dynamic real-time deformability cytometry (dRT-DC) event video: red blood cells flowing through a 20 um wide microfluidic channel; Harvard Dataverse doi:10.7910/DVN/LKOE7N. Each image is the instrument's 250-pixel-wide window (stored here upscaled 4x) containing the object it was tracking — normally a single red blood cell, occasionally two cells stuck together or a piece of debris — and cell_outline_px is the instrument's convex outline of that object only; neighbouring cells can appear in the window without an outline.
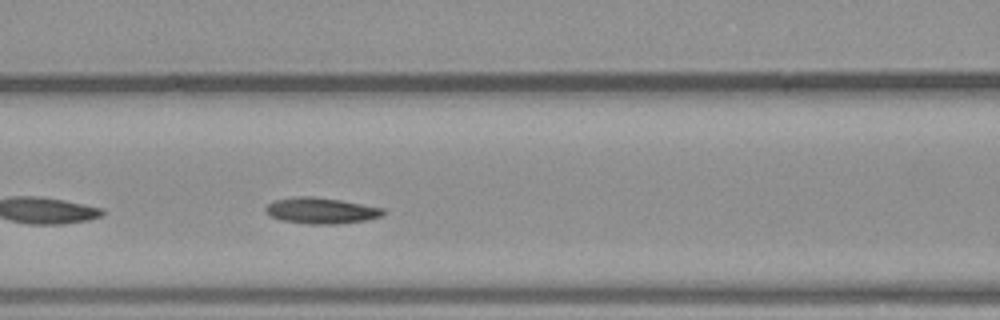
{"species": "common noctule bat (a hibernating species)", "species_latin": "Nyctalus noctula", "temperature_condition": "warm", "stored_images_in_passage": 41, "camera_frame_rate_fps": 3000, "um_per_image_px": 0.085, "animal": {"sex": "male", "body_mass_g": 23.1, "forearm_length_mm": 52.7}, "frame": {"image": 1, "passage_image": 14, "time_ms": 4.333, "image_size_px": [1000, 320], "cell_outline_px": [[384, 216], [368, 220], [336, 224], [308, 224], [280, 220], [272, 216], [264, 208], [272, 200], [296, 196], [312, 196], [340, 200], [384, 208]], "centroid_in_image_um": [27.31, 17.9], "position_along_channel_um": 139.3, "area_um2": 17.92}}
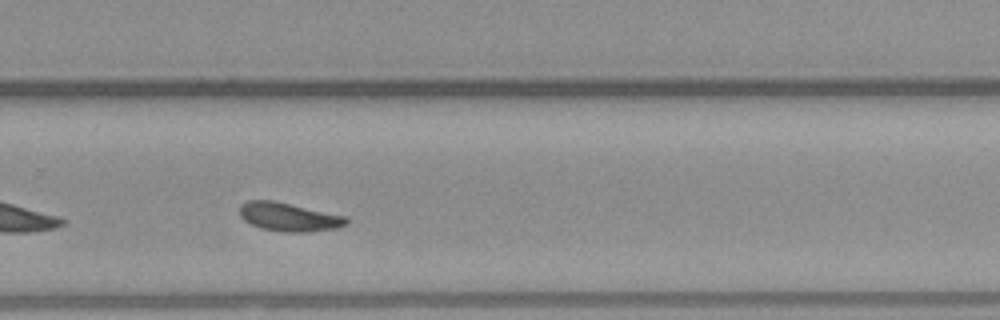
{"frame": {"image": 2, "passage_image": 25, "time_ms": 8.0, "image_size_px": [1000, 320], "cell_outline_px": [[348, 224], [336, 228], [308, 232], [280, 232], [260, 228], [244, 220], [240, 216], [240, 204], [248, 200], [272, 200], [348, 216]], "centroid_in_image_um": [24.57, 18.44], "position_along_channel_um": 305.2, "area_um2": 17.92}}
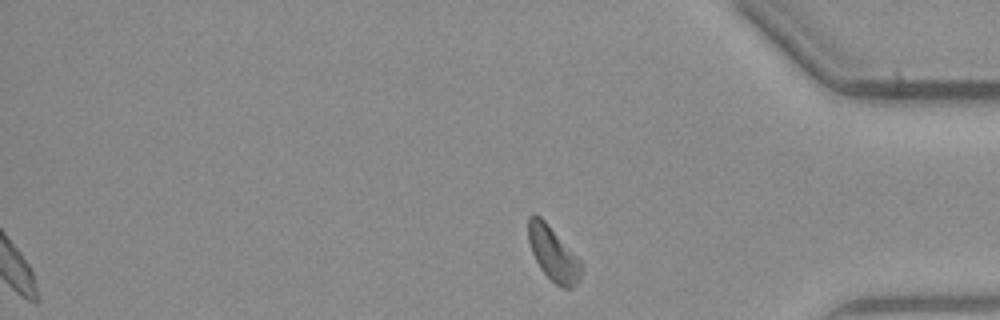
{"frame": {"image": 3, "passage_image": 41, "time_ms": 13.333, "image_size_px": [1000, 320], "cell_outline_px": [[580, 280], [572, 288], [560, 288], [540, 268], [532, 252], [528, 240], [528, 216], [532, 212], [540, 216], [544, 220], [580, 260]], "centroid_in_image_um": [46.99, 21.55], "position_along_channel_um": 388.2, "area_um2": 16.42}}